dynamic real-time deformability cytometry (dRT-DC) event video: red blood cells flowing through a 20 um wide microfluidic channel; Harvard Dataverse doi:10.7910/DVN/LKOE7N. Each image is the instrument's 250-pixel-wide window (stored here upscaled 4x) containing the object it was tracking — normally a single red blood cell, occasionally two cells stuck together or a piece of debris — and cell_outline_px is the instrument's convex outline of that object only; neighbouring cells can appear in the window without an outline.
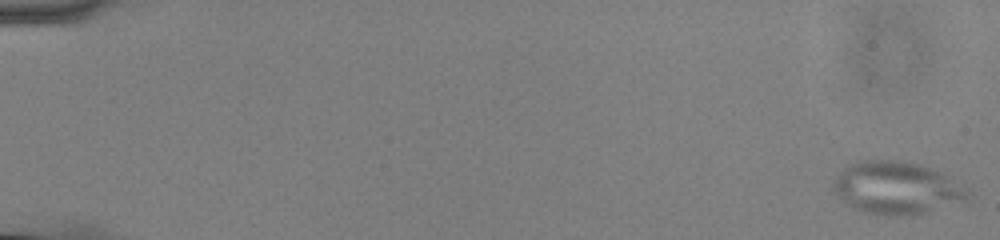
{"species": "common noctule bat (a hibernating species)", "species_latin": "Nyctalus noctula", "temperature_condition": "cold", "stored_images_in_passage": 56, "camera_frame_rate_fps": 3000, "um_per_image_px": 0.085, "animal": {"sex": "male", "body_mass_g": 13.0, "forearm_length_mm": 53.1}, "frame": {"image": 1, "passage_image": 1, "time_ms": 0.0, "image_size_px": [1000, 240], "cell_outline_px": [[968, 196], [964, 200], [928, 212], [908, 216], [888, 216], [868, 212], [856, 208], [848, 204], [832, 188], [832, 184], [836, 176], [848, 164], [860, 160], [896, 160], [920, 164], [968, 188]], "centroid_in_image_um": [76.17, 15.97], "position_along_channel_um": 8.8, "area_um2": 40.4}}
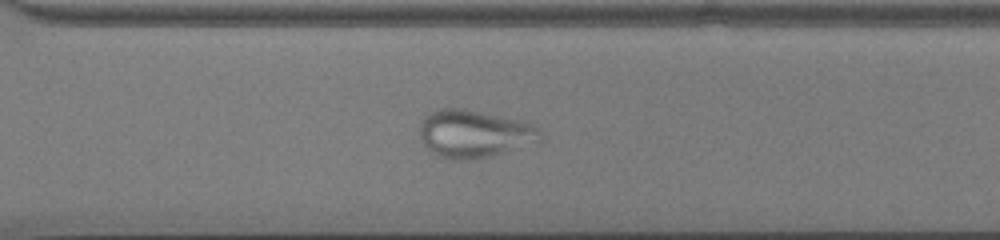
{"frame": {"image": 2, "passage_image": 41, "time_ms": 13.333, "image_size_px": [1000, 240], "cell_outline_px": [[544, 136], [540, 144], [492, 156], [468, 160], [452, 160], [436, 156], [428, 152], [420, 136], [420, 120], [424, 116], [440, 108], [464, 108], [524, 120], [536, 124], [540, 128]], "centroid_in_image_um": [40.4, 11.38], "position_along_channel_um": 330.2, "area_um2": 34.91}}
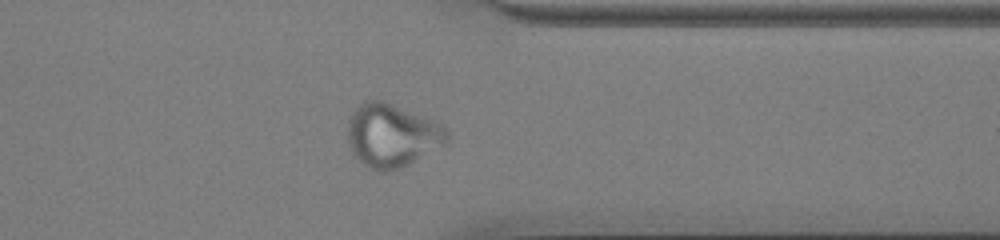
{"frame": {"image": 3, "passage_image": 45, "time_ms": 14.667, "image_size_px": [1000, 240], "cell_outline_px": [[448, 140], [444, 144], [408, 164], [400, 168], [388, 172], [380, 172], [364, 164], [352, 152], [348, 144], [348, 120], [352, 112], [364, 100], [380, 100], [444, 124], [448, 128]], "centroid_in_image_um": [33.31, 11.51], "position_along_channel_um": 378.1, "area_um2": 36.3}}